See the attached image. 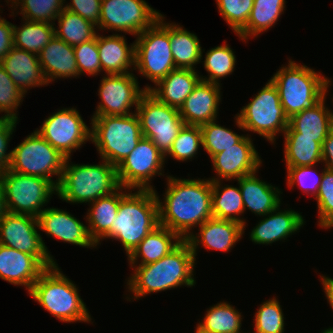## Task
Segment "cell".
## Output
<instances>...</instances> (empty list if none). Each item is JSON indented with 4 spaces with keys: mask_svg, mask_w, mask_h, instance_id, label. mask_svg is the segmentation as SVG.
<instances>
[{
    "mask_svg": "<svg viewBox=\"0 0 333 333\" xmlns=\"http://www.w3.org/2000/svg\"><path fill=\"white\" fill-rule=\"evenodd\" d=\"M167 178L163 202L156 193L159 225L186 240L192 228L213 217L211 180Z\"/></svg>",
    "mask_w": 333,
    "mask_h": 333,
    "instance_id": "cell-1",
    "label": "cell"
},
{
    "mask_svg": "<svg viewBox=\"0 0 333 333\" xmlns=\"http://www.w3.org/2000/svg\"><path fill=\"white\" fill-rule=\"evenodd\" d=\"M195 261L189 243L183 240L169 254L154 263L131 265L132 268H136L127 280L128 289L137 300L153 292L182 285L195 286L196 281L193 278Z\"/></svg>",
    "mask_w": 333,
    "mask_h": 333,
    "instance_id": "cell-2",
    "label": "cell"
},
{
    "mask_svg": "<svg viewBox=\"0 0 333 333\" xmlns=\"http://www.w3.org/2000/svg\"><path fill=\"white\" fill-rule=\"evenodd\" d=\"M131 192V193H130ZM121 198L118 213L110 230L101 238L122 243L127 256L157 226H159L156 190L137 189Z\"/></svg>",
    "mask_w": 333,
    "mask_h": 333,
    "instance_id": "cell-3",
    "label": "cell"
},
{
    "mask_svg": "<svg viewBox=\"0 0 333 333\" xmlns=\"http://www.w3.org/2000/svg\"><path fill=\"white\" fill-rule=\"evenodd\" d=\"M66 158L64 169L57 185L56 194L67 203H91L105 197L121 186L117 167L106 160L102 164H69Z\"/></svg>",
    "mask_w": 333,
    "mask_h": 333,
    "instance_id": "cell-4",
    "label": "cell"
},
{
    "mask_svg": "<svg viewBox=\"0 0 333 333\" xmlns=\"http://www.w3.org/2000/svg\"><path fill=\"white\" fill-rule=\"evenodd\" d=\"M276 86L286 116L291 118L304 109H311L325 96L331 81L306 65L289 59L270 79Z\"/></svg>",
    "mask_w": 333,
    "mask_h": 333,
    "instance_id": "cell-5",
    "label": "cell"
},
{
    "mask_svg": "<svg viewBox=\"0 0 333 333\" xmlns=\"http://www.w3.org/2000/svg\"><path fill=\"white\" fill-rule=\"evenodd\" d=\"M76 285L58 268H47L33 284L29 295L62 322H91V316Z\"/></svg>",
    "mask_w": 333,
    "mask_h": 333,
    "instance_id": "cell-6",
    "label": "cell"
},
{
    "mask_svg": "<svg viewBox=\"0 0 333 333\" xmlns=\"http://www.w3.org/2000/svg\"><path fill=\"white\" fill-rule=\"evenodd\" d=\"M91 140L102 160L117 167L134 150L143 137L137 114L93 116Z\"/></svg>",
    "mask_w": 333,
    "mask_h": 333,
    "instance_id": "cell-7",
    "label": "cell"
},
{
    "mask_svg": "<svg viewBox=\"0 0 333 333\" xmlns=\"http://www.w3.org/2000/svg\"><path fill=\"white\" fill-rule=\"evenodd\" d=\"M235 119L238 128L256 132L271 143H274L277 133L284 134L289 124L278 90L271 80L242 107Z\"/></svg>",
    "mask_w": 333,
    "mask_h": 333,
    "instance_id": "cell-8",
    "label": "cell"
},
{
    "mask_svg": "<svg viewBox=\"0 0 333 333\" xmlns=\"http://www.w3.org/2000/svg\"><path fill=\"white\" fill-rule=\"evenodd\" d=\"M161 15L150 28L137 35L134 70L147 77L155 85L175 70L169 38V23Z\"/></svg>",
    "mask_w": 333,
    "mask_h": 333,
    "instance_id": "cell-9",
    "label": "cell"
},
{
    "mask_svg": "<svg viewBox=\"0 0 333 333\" xmlns=\"http://www.w3.org/2000/svg\"><path fill=\"white\" fill-rule=\"evenodd\" d=\"M65 161L66 157L34 131L13 148L9 169L24 175L42 177L57 187ZM52 175L58 176L57 180L53 181Z\"/></svg>",
    "mask_w": 333,
    "mask_h": 333,
    "instance_id": "cell-10",
    "label": "cell"
},
{
    "mask_svg": "<svg viewBox=\"0 0 333 333\" xmlns=\"http://www.w3.org/2000/svg\"><path fill=\"white\" fill-rule=\"evenodd\" d=\"M140 122L142 136L149 138L166 156L185 122L179 109L160 102L149 91L140 98L135 108Z\"/></svg>",
    "mask_w": 333,
    "mask_h": 333,
    "instance_id": "cell-11",
    "label": "cell"
},
{
    "mask_svg": "<svg viewBox=\"0 0 333 333\" xmlns=\"http://www.w3.org/2000/svg\"><path fill=\"white\" fill-rule=\"evenodd\" d=\"M7 212L38 217L57 187L47 179L8 169L1 175ZM42 208V209H41Z\"/></svg>",
    "mask_w": 333,
    "mask_h": 333,
    "instance_id": "cell-12",
    "label": "cell"
},
{
    "mask_svg": "<svg viewBox=\"0 0 333 333\" xmlns=\"http://www.w3.org/2000/svg\"><path fill=\"white\" fill-rule=\"evenodd\" d=\"M99 30L138 35L152 27L162 15L145 0H101Z\"/></svg>",
    "mask_w": 333,
    "mask_h": 333,
    "instance_id": "cell-13",
    "label": "cell"
},
{
    "mask_svg": "<svg viewBox=\"0 0 333 333\" xmlns=\"http://www.w3.org/2000/svg\"><path fill=\"white\" fill-rule=\"evenodd\" d=\"M37 217L7 212L0 220V244L35 256L46 268L56 264L40 233Z\"/></svg>",
    "mask_w": 333,
    "mask_h": 333,
    "instance_id": "cell-14",
    "label": "cell"
},
{
    "mask_svg": "<svg viewBox=\"0 0 333 333\" xmlns=\"http://www.w3.org/2000/svg\"><path fill=\"white\" fill-rule=\"evenodd\" d=\"M165 156L154 143L142 137L134 150L117 166V176L121 187L131 189H154L150 185L152 177L163 175Z\"/></svg>",
    "mask_w": 333,
    "mask_h": 333,
    "instance_id": "cell-15",
    "label": "cell"
},
{
    "mask_svg": "<svg viewBox=\"0 0 333 333\" xmlns=\"http://www.w3.org/2000/svg\"><path fill=\"white\" fill-rule=\"evenodd\" d=\"M38 132L64 157L91 140V128L83 121L76 108H63L45 119Z\"/></svg>",
    "mask_w": 333,
    "mask_h": 333,
    "instance_id": "cell-16",
    "label": "cell"
},
{
    "mask_svg": "<svg viewBox=\"0 0 333 333\" xmlns=\"http://www.w3.org/2000/svg\"><path fill=\"white\" fill-rule=\"evenodd\" d=\"M98 92L101 102L93 116H125L133 114L131 107H137L146 90H140L136 76L127 73L106 74L101 79Z\"/></svg>",
    "mask_w": 333,
    "mask_h": 333,
    "instance_id": "cell-17",
    "label": "cell"
},
{
    "mask_svg": "<svg viewBox=\"0 0 333 333\" xmlns=\"http://www.w3.org/2000/svg\"><path fill=\"white\" fill-rule=\"evenodd\" d=\"M211 161L218 175L217 178H209L211 181L238 180L258 172L262 163L252 139L246 135L237 144L215 154Z\"/></svg>",
    "mask_w": 333,
    "mask_h": 333,
    "instance_id": "cell-18",
    "label": "cell"
},
{
    "mask_svg": "<svg viewBox=\"0 0 333 333\" xmlns=\"http://www.w3.org/2000/svg\"><path fill=\"white\" fill-rule=\"evenodd\" d=\"M40 230L64 243L80 247H96L88 227L69 212L58 208H44L37 217Z\"/></svg>",
    "mask_w": 333,
    "mask_h": 333,
    "instance_id": "cell-19",
    "label": "cell"
},
{
    "mask_svg": "<svg viewBox=\"0 0 333 333\" xmlns=\"http://www.w3.org/2000/svg\"><path fill=\"white\" fill-rule=\"evenodd\" d=\"M220 85L200 80L179 109L185 125L201 126L217 119Z\"/></svg>",
    "mask_w": 333,
    "mask_h": 333,
    "instance_id": "cell-20",
    "label": "cell"
},
{
    "mask_svg": "<svg viewBox=\"0 0 333 333\" xmlns=\"http://www.w3.org/2000/svg\"><path fill=\"white\" fill-rule=\"evenodd\" d=\"M199 234H191L186 241L189 243L194 258L198 245L206 249L228 252L241 239L244 226L232 220L210 218L199 226Z\"/></svg>",
    "mask_w": 333,
    "mask_h": 333,
    "instance_id": "cell-21",
    "label": "cell"
},
{
    "mask_svg": "<svg viewBox=\"0 0 333 333\" xmlns=\"http://www.w3.org/2000/svg\"><path fill=\"white\" fill-rule=\"evenodd\" d=\"M47 268L33 255L0 244V278L28 292Z\"/></svg>",
    "mask_w": 333,
    "mask_h": 333,
    "instance_id": "cell-22",
    "label": "cell"
},
{
    "mask_svg": "<svg viewBox=\"0 0 333 333\" xmlns=\"http://www.w3.org/2000/svg\"><path fill=\"white\" fill-rule=\"evenodd\" d=\"M0 64L24 95L30 87L48 85L38 55L34 53L13 47Z\"/></svg>",
    "mask_w": 333,
    "mask_h": 333,
    "instance_id": "cell-23",
    "label": "cell"
},
{
    "mask_svg": "<svg viewBox=\"0 0 333 333\" xmlns=\"http://www.w3.org/2000/svg\"><path fill=\"white\" fill-rule=\"evenodd\" d=\"M326 96L313 108L304 109L289 118L284 137L316 138L321 146L333 129V111L325 105Z\"/></svg>",
    "mask_w": 333,
    "mask_h": 333,
    "instance_id": "cell-24",
    "label": "cell"
},
{
    "mask_svg": "<svg viewBox=\"0 0 333 333\" xmlns=\"http://www.w3.org/2000/svg\"><path fill=\"white\" fill-rule=\"evenodd\" d=\"M280 206L269 213L251 231L250 239L256 244H271L285 240L289 235L300 230L305 221L294 210H280ZM278 211V212H277Z\"/></svg>",
    "mask_w": 333,
    "mask_h": 333,
    "instance_id": "cell-25",
    "label": "cell"
},
{
    "mask_svg": "<svg viewBox=\"0 0 333 333\" xmlns=\"http://www.w3.org/2000/svg\"><path fill=\"white\" fill-rule=\"evenodd\" d=\"M38 59L48 83L57 78H76L79 75L73 46L56 35L40 51Z\"/></svg>",
    "mask_w": 333,
    "mask_h": 333,
    "instance_id": "cell-26",
    "label": "cell"
},
{
    "mask_svg": "<svg viewBox=\"0 0 333 333\" xmlns=\"http://www.w3.org/2000/svg\"><path fill=\"white\" fill-rule=\"evenodd\" d=\"M200 80L201 78L197 71L176 68L155 85L157 88L145 86L144 89L149 91L160 102L180 109L185 99L191 94Z\"/></svg>",
    "mask_w": 333,
    "mask_h": 333,
    "instance_id": "cell-27",
    "label": "cell"
},
{
    "mask_svg": "<svg viewBox=\"0 0 333 333\" xmlns=\"http://www.w3.org/2000/svg\"><path fill=\"white\" fill-rule=\"evenodd\" d=\"M257 172L239 178L238 185L242 194L244 209H249L260 217L281 206L280 189L260 180Z\"/></svg>",
    "mask_w": 333,
    "mask_h": 333,
    "instance_id": "cell-28",
    "label": "cell"
},
{
    "mask_svg": "<svg viewBox=\"0 0 333 333\" xmlns=\"http://www.w3.org/2000/svg\"><path fill=\"white\" fill-rule=\"evenodd\" d=\"M124 37L119 34H97L101 71H105V74H127L131 66H135V43L128 46Z\"/></svg>",
    "mask_w": 333,
    "mask_h": 333,
    "instance_id": "cell-29",
    "label": "cell"
},
{
    "mask_svg": "<svg viewBox=\"0 0 333 333\" xmlns=\"http://www.w3.org/2000/svg\"><path fill=\"white\" fill-rule=\"evenodd\" d=\"M182 241L177 233L159 225L128 256L129 265H137L138 257L141 258L139 265L154 263L169 254Z\"/></svg>",
    "mask_w": 333,
    "mask_h": 333,
    "instance_id": "cell-30",
    "label": "cell"
},
{
    "mask_svg": "<svg viewBox=\"0 0 333 333\" xmlns=\"http://www.w3.org/2000/svg\"><path fill=\"white\" fill-rule=\"evenodd\" d=\"M125 190L122 192V190ZM125 187H120L112 194L100 197L91 202L86 219L89 223L88 232L96 246L101 238L110 230L118 213L121 198L126 194ZM125 192V193H124Z\"/></svg>",
    "mask_w": 333,
    "mask_h": 333,
    "instance_id": "cell-31",
    "label": "cell"
},
{
    "mask_svg": "<svg viewBox=\"0 0 333 333\" xmlns=\"http://www.w3.org/2000/svg\"><path fill=\"white\" fill-rule=\"evenodd\" d=\"M169 38L175 67L193 69L202 59V47L198 37L183 27L169 23Z\"/></svg>",
    "mask_w": 333,
    "mask_h": 333,
    "instance_id": "cell-32",
    "label": "cell"
},
{
    "mask_svg": "<svg viewBox=\"0 0 333 333\" xmlns=\"http://www.w3.org/2000/svg\"><path fill=\"white\" fill-rule=\"evenodd\" d=\"M285 0H254L246 26L237 34L245 42L269 30L285 10Z\"/></svg>",
    "mask_w": 333,
    "mask_h": 333,
    "instance_id": "cell-33",
    "label": "cell"
},
{
    "mask_svg": "<svg viewBox=\"0 0 333 333\" xmlns=\"http://www.w3.org/2000/svg\"><path fill=\"white\" fill-rule=\"evenodd\" d=\"M211 186L213 217L238 222L245 228V220L238 217L245 211L240 188L232 185H226L221 188V181H211Z\"/></svg>",
    "mask_w": 333,
    "mask_h": 333,
    "instance_id": "cell-34",
    "label": "cell"
},
{
    "mask_svg": "<svg viewBox=\"0 0 333 333\" xmlns=\"http://www.w3.org/2000/svg\"><path fill=\"white\" fill-rule=\"evenodd\" d=\"M14 47L38 55L54 38V23L25 20L20 27L13 26Z\"/></svg>",
    "mask_w": 333,
    "mask_h": 333,
    "instance_id": "cell-35",
    "label": "cell"
},
{
    "mask_svg": "<svg viewBox=\"0 0 333 333\" xmlns=\"http://www.w3.org/2000/svg\"><path fill=\"white\" fill-rule=\"evenodd\" d=\"M57 20L59 27L58 29L55 28V35L70 46L74 47L90 41L97 35L96 25L65 8L61 11Z\"/></svg>",
    "mask_w": 333,
    "mask_h": 333,
    "instance_id": "cell-36",
    "label": "cell"
},
{
    "mask_svg": "<svg viewBox=\"0 0 333 333\" xmlns=\"http://www.w3.org/2000/svg\"><path fill=\"white\" fill-rule=\"evenodd\" d=\"M204 319L197 324L209 333H241L242 315L230 303L220 302L210 307Z\"/></svg>",
    "mask_w": 333,
    "mask_h": 333,
    "instance_id": "cell-37",
    "label": "cell"
},
{
    "mask_svg": "<svg viewBox=\"0 0 333 333\" xmlns=\"http://www.w3.org/2000/svg\"><path fill=\"white\" fill-rule=\"evenodd\" d=\"M284 157L287 167L317 165L322 162V146L316 138L284 137Z\"/></svg>",
    "mask_w": 333,
    "mask_h": 333,
    "instance_id": "cell-38",
    "label": "cell"
},
{
    "mask_svg": "<svg viewBox=\"0 0 333 333\" xmlns=\"http://www.w3.org/2000/svg\"><path fill=\"white\" fill-rule=\"evenodd\" d=\"M205 56L203 65L209 73V77L200 75L201 80L220 85V78L227 77L234 72L236 56L226 42L224 45L208 50Z\"/></svg>",
    "mask_w": 333,
    "mask_h": 333,
    "instance_id": "cell-39",
    "label": "cell"
},
{
    "mask_svg": "<svg viewBox=\"0 0 333 333\" xmlns=\"http://www.w3.org/2000/svg\"><path fill=\"white\" fill-rule=\"evenodd\" d=\"M216 123V120H214L200 126L202 131V147L206 150L210 159L215 154L237 144L244 137V135H239L231 129Z\"/></svg>",
    "mask_w": 333,
    "mask_h": 333,
    "instance_id": "cell-40",
    "label": "cell"
},
{
    "mask_svg": "<svg viewBox=\"0 0 333 333\" xmlns=\"http://www.w3.org/2000/svg\"><path fill=\"white\" fill-rule=\"evenodd\" d=\"M65 1L66 0H18L14 8L16 9L20 6V14L23 15V21L53 23L65 8Z\"/></svg>",
    "mask_w": 333,
    "mask_h": 333,
    "instance_id": "cell-41",
    "label": "cell"
},
{
    "mask_svg": "<svg viewBox=\"0 0 333 333\" xmlns=\"http://www.w3.org/2000/svg\"><path fill=\"white\" fill-rule=\"evenodd\" d=\"M200 145H203L200 126L184 125L165 159L171 156L177 161L190 160L198 153Z\"/></svg>",
    "mask_w": 333,
    "mask_h": 333,
    "instance_id": "cell-42",
    "label": "cell"
},
{
    "mask_svg": "<svg viewBox=\"0 0 333 333\" xmlns=\"http://www.w3.org/2000/svg\"><path fill=\"white\" fill-rule=\"evenodd\" d=\"M254 321V333H284V315L275 297L260 305Z\"/></svg>",
    "mask_w": 333,
    "mask_h": 333,
    "instance_id": "cell-43",
    "label": "cell"
},
{
    "mask_svg": "<svg viewBox=\"0 0 333 333\" xmlns=\"http://www.w3.org/2000/svg\"><path fill=\"white\" fill-rule=\"evenodd\" d=\"M221 17L238 34L247 24L254 0H216Z\"/></svg>",
    "mask_w": 333,
    "mask_h": 333,
    "instance_id": "cell-44",
    "label": "cell"
},
{
    "mask_svg": "<svg viewBox=\"0 0 333 333\" xmlns=\"http://www.w3.org/2000/svg\"><path fill=\"white\" fill-rule=\"evenodd\" d=\"M23 97H25L23 92L15 85L0 64V113L4 112V116L0 118L18 120L16 110L21 104L20 102L23 101Z\"/></svg>",
    "mask_w": 333,
    "mask_h": 333,
    "instance_id": "cell-45",
    "label": "cell"
},
{
    "mask_svg": "<svg viewBox=\"0 0 333 333\" xmlns=\"http://www.w3.org/2000/svg\"><path fill=\"white\" fill-rule=\"evenodd\" d=\"M318 225L321 228L333 227V171L326 169L323 172L317 196Z\"/></svg>",
    "mask_w": 333,
    "mask_h": 333,
    "instance_id": "cell-46",
    "label": "cell"
},
{
    "mask_svg": "<svg viewBox=\"0 0 333 333\" xmlns=\"http://www.w3.org/2000/svg\"><path fill=\"white\" fill-rule=\"evenodd\" d=\"M316 165L298 166V167H286L287 170V185L293 187L298 183L301 190L307 194L317 196L323 172L327 169L324 167L322 173L318 176V171L313 167ZM311 192V193H310Z\"/></svg>",
    "mask_w": 333,
    "mask_h": 333,
    "instance_id": "cell-47",
    "label": "cell"
},
{
    "mask_svg": "<svg viewBox=\"0 0 333 333\" xmlns=\"http://www.w3.org/2000/svg\"><path fill=\"white\" fill-rule=\"evenodd\" d=\"M79 75L87 73L96 76L101 72L97 46V35L94 39L73 47Z\"/></svg>",
    "mask_w": 333,
    "mask_h": 333,
    "instance_id": "cell-48",
    "label": "cell"
},
{
    "mask_svg": "<svg viewBox=\"0 0 333 333\" xmlns=\"http://www.w3.org/2000/svg\"><path fill=\"white\" fill-rule=\"evenodd\" d=\"M65 9L77 13L87 21L92 22L99 29L101 18V0H71Z\"/></svg>",
    "mask_w": 333,
    "mask_h": 333,
    "instance_id": "cell-49",
    "label": "cell"
},
{
    "mask_svg": "<svg viewBox=\"0 0 333 333\" xmlns=\"http://www.w3.org/2000/svg\"><path fill=\"white\" fill-rule=\"evenodd\" d=\"M16 124L17 120L0 118V175L9 169L12 151H6Z\"/></svg>",
    "mask_w": 333,
    "mask_h": 333,
    "instance_id": "cell-50",
    "label": "cell"
},
{
    "mask_svg": "<svg viewBox=\"0 0 333 333\" xmlns=\"http://www.w3.org/2000/svg\"><path fill=\"white\" fill-rule=\"evenodd\" d=\"M13 24L0 18V62L14 47Z\"/></svg>",
    "mask_w": 333,
    "mask_h": 333,
    "instance_id": "cell-51",
    "label": "cell"
},
{
    "mask_svg": "<svg viewBox=\"0 0 333 333\" xmlns=\"http://www.w3.org/2000/svg\"><path fill=\"white\" fill-rule=\"evenodd\" d=\"M327 169L333 171V129L322 143V163Z\"/></svg>",
    "mask_w": 333,
    "mask_h": 333,
    "instance_id": "cell-52",
    "label": "cell"
},
{
    "mask_svg": "<svg viewBox=\"0 0 333 333\" xmlns=\"http://www.w3.org/2000/svg\"><path fill=\"white\" fill-rule=\"evenodd\" d=\"M320 277L323 285V290H325L324 291L326 294L325 296L328 299V302L333 309V281L330 279V277L326 276H320ZM324 331H333V327L325 329Z\"/></svg>",
    "mask_w": 333,
    "mask_h": 333,
    "instance_id": "cell-53",
    "label": "cell"
},
{
    "mask_svg": "<svg viewBox=\"0 0 333 333\" xmlns=\"http://www.w3.org/2000/svg\"><path fill=\"white\" fill-rule=\"evenodd\" d=\"M6 213H7V209H6L5 198H4L3 180L0 175V220L5 216Z\"/></svg>",
    "mask_w": 333,
    "mask_h": 333,
    "instance_id": "cell-54",
    "label": "cell"
},
{
    "mask_svg": "<svg viewBox=\"0 0 333 333\" xmlns=\"http://www.w3.org/2000/svg\"><path fill=\"white\" fill-rule=\"evenodd\" d=\"M196 332L195 333H209V332H206V331H203L200 327H196Z\"/></svg>",
    "mask_w": 333,
    "mask_h": 333,
    "instance_id": "cell-55",
    "label": "cell"
},
{
    "mask_svg": "<svg viewBox=\"0 0 333 333\" xmlns=\"http://www.w3.org/2000/svg\"><path fill=\"white\" fill-rule=\"evenodd\" d=\"M10 1L12 2V3H11V4H12L11 7L13 8L14 4H15L18 0H10Z\"/></svg>",
    "mask_w": 333,
    "mask_h": 333,
    "instance_id": "cell-56",
    "label": "cell"
},
{
    "mask_svg": "<svg viewBox=\"0 0 333 333\" xmlns=\"http://www.w3.org/2000/svg\"><path fill=\"white\" fill-rule=\"evenodd\" d=\"M322 333H333V331H323Z\"/></svg>",
    "mask_w": 333,
    "mask_h": 333,
    "instance_id": "cell-57",
    "label": "cell"
}]
</instances>
